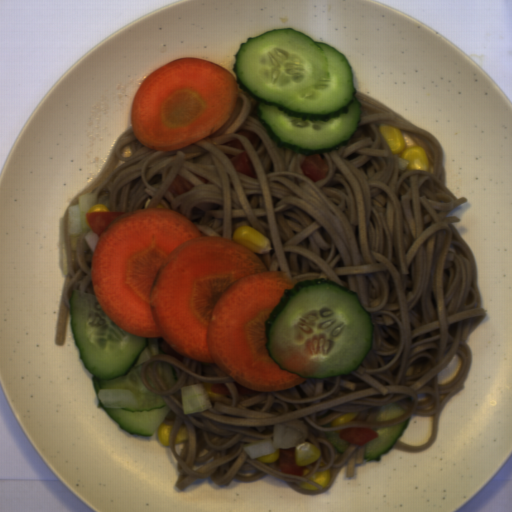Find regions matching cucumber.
Wrapping results in <instances>:
<instances>
[{
    "mask_svg": "<svg viewBox=\"0 0 512 512\" xmlns=\"http://www.w3.org/2000/svg\"><path fill=\"white\" fill-rule=\"evenodd\" d=\"M238 88L279 148L304 156L339 151L358 132L362 105L347 57L293 28L247 37L235 53Z\"/></svg>",
    "mask_w": 512,
    "mask_h": 512,
    "instance_id": "cucumber-1",
    "label": "cucumber"
},
{
    "mask_svg": "<svg viewBox=\"0 0 512 512\" xmlns=\"http://www.w3.org/2000/svg\"><path fill=\"white\" fill-rule=\"evenodd\" d=\"M263 324L268 356L282 371L307 379L351 375L374 336L360 296L323 277L284 289Z\"/></svg>",
    "mask_w": 512,
    "mask_h": 512,
    "instance_id": "cucumber-2",
    "label": "cucumber"
},
{
    "mask_svg": "<svg viewBox=\"0 0 512 512\" xmlns=\"http://www.w3.org/2000/svg\"><path fill=\"white\" fill-rule=\"evenodd\" d=\"M69 305L73 344L92 374L98 408L132 436H153L171 411L141 382V365L158 353V339L119 328L94 293L73 289Z\"/></svg>",
    "mask_w": 512,
    "mask_h": 512,
    "instance_id": "cucumber-3",
    "label": "cucumber"
},
{
    "mask_svg": "<svg viewBox=\"0 0 512 512\" xmlns=\"http://www.w3.org/2000/svg\"><path fill=\"white\" fill-rule=\"evenodd\" d=\"M411 418L395 426L375 428L379 437L364 444L363 457L366 462H379L381 457L391 451L410 425Z\"/></svg>",
    "mask_w": 512,
    "mask_h": 512,
    "instance_id": "cucumber-4",
    "label": "cucumber"
},
{
    "mask_svg": "<svg viewBox=\"0 0 512 512\" xmlns=\"http://www.w3.org/2000/svg\"><path fill=\"white\" fill-rule=\"evenodd\" d=\"M180 395L183 414L213 407L201 383L181 387Z\"/></svg>",
    "mask_w": 512,
    "mask_h": 512,
    "instance_id": "cucumber-5",
    "label": "cucumber"
},
{
    "mask_svg": "<svg viewBox=\"0 0 512 512\" xmlns=\"http://www.w3.org/2000/svg\"><path fill=\"white\" fill-rule=\"evenodd\" d=\"M327 442L332 445L337 452L344 453L347 448L350 446V443L341 439L340 434L336 432H326L325 433Z\"/></svg>",
    "mask_w": 512,
    "mask_h": 512,
    "instance_id": "cucumber-6",
    "label": "cucumber"
},
{
    "mask_svg": "<svg viewBox=\"0 0 512 512\" xmlns=\"http://www.w3.org/2000/svg\"><path fill=\"white\" fill-rule=\"evenodd\" d=\"M157 370L159 374L164 378V382L166 383L167 387H172L178 380L176 377V372L172 365L166 364V366H161L157 364Z\"/></svg>",
    "mask_w": 512,
    "mask_h": 512,
    "instance_id": "cucumber-7",
    "label": "cucumber"
},
{
    "mask_svg": "<svg viewBox=\"0 0 512 512\" xmlns=\"http://www.w3.org/2000/svg\"><path fill=\"white\" fill-rule=\"evenodd\" d=\"M406 413V410L402 407L398 406L397 404H392L389 406V408L383 413H380L377 417V421L379 422H385L386 420H389L391 418H397L401 417Z\"/></svg>",
    "mask_w": 512,
    "mask_h": 512,
    "instance_id": "cucumber-8",
    "label": "cucumber"
}]
</instances>
